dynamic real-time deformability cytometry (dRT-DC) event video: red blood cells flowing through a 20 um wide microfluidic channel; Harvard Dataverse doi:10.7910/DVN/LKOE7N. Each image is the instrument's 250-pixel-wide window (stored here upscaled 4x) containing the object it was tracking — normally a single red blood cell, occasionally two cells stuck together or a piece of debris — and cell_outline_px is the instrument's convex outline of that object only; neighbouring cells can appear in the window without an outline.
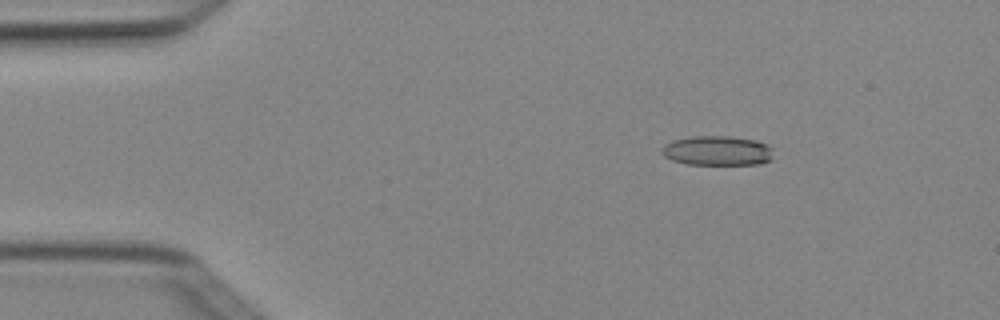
{"species": "Egyptian fruit bat (a non-hibernating species)", "species_latin": "Rousettus aegyptiacus", "temperature_condition": "cold", "stored_images_in_passage": 5, "camera_frame_rate_fps": 3000, "um_per_image_px": 0.085, "animal": {"sex": "female"}, "frame": {"image": 1, "passage_image": 3, "time_ms": 0.667, "image_size_px": [1000, 320], "cell_outline_px": [[772, 160], [760, 164], [688, 164], [672, 160], [664, 156], [660, 152], [660, 148], [664, 144], [672, 140], [692, 136], [728, 136], [756, 140], [768, 144], [772, 148]], "centroid_in_image_um": [60.96, 12.8], "position_along_channel_um": 24.0, "area_um2": 19.48}}
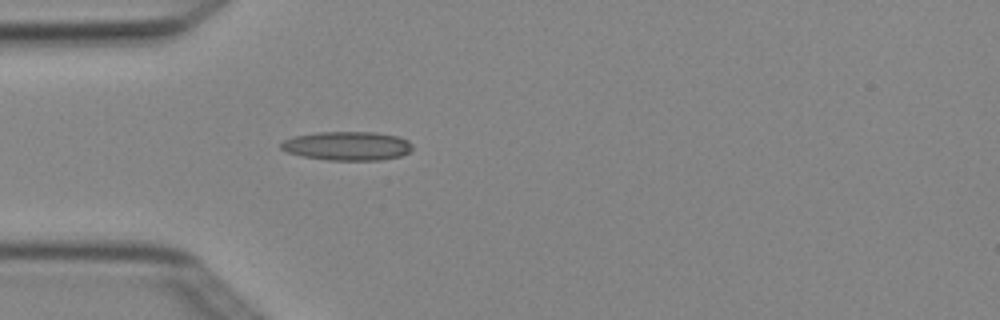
{"frame": {"image": 2, "passage_image": 5, "time_ms": 1.333, "image_size_px": [1000, 320], "cell_outline_px": [[412, 148], [408, 152], [400, 156], [380, 160], [328, 160], [304, 156], [288, 152], [280, 148], [280, 144], [284, 140], [296, 136], [320, 132], [376, 132], [396, 136], [408, 140], [412, 144]], "centroid_in_image_um": [29.54, 12.4], "position_along_channel_um": 55.5, "area_um2": 21.91}}